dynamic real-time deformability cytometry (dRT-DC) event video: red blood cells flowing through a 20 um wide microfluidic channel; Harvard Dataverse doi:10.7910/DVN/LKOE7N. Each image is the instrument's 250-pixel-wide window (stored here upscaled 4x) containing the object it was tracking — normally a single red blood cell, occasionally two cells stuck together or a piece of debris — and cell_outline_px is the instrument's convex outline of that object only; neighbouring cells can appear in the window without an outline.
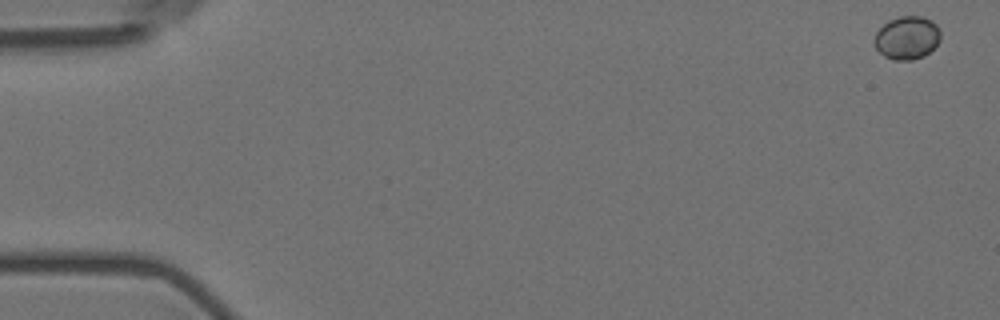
{"species": "Egyptian fruit bat (a non-hibernating species)", "species_latin": "Rousettus aegyptiacus", "temperature_condition": "room temperature", "stored_images_in_passage": 8, "camera_frame_rate_fps": 3000, "um_per_image_px": 0.085, "animal": {"sex": "female"}, "frame": {"image": 1, "passage_image": 1, "time_ms": 0.0, "image_size_px": [1000, 320], "cell_outline_px": [[940, 40], [924, 56], [912, 60], [892, 60], [884, 56], [876, 48], [876, 32], [888, 20], [900, 16], [920, 16], [932, 20], [936, 24], [940, 32]], "centroid_in_image_um": [77.11, 3.2], "position_along_channel_um": 7.9, "area_um2": 16.47}}
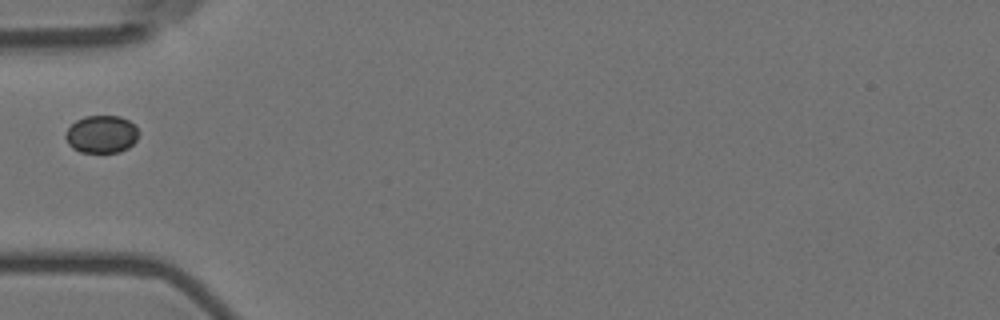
{"frame": {"image": 2, "passage_image": 6, "time_ms": 1.667, "image_size_px": [1000, 320], "cell_outline_px": [[140, 132], [136, 140], [128, 148], [120, 152], [80, 152], [72, 148], [68, 144], [64, 136], [68, 128], [76, 120], [84, 116], [120, 116], [128, 120]], "centroid_in_image_um": [8.62, 11.41], "position_along_channel_um": 76.4, "area_um2": 16.07}}
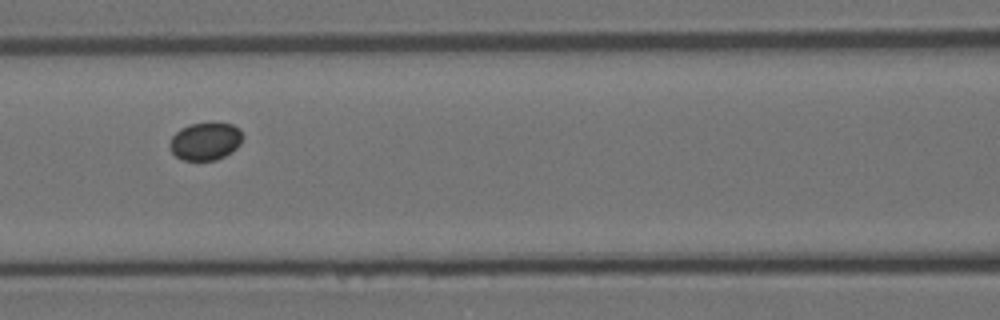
{"frame": {"image": 3, "passage_image": 8, "time_ms": 2.333, "image_size_px": [1000, 320], "cell_outline_px": [[244, 136], [240, 144], [232, 152], [216, 160], [184, 160], [176, 156], [172, 152], [168, 144], [172, 136], [180, 128], [188, 124], [232, 124], [240, 128]], "centroid_in_image_um": [17.46, 12.01], "position_along_channel_um": 149.1, "area_um2": 16.01}}